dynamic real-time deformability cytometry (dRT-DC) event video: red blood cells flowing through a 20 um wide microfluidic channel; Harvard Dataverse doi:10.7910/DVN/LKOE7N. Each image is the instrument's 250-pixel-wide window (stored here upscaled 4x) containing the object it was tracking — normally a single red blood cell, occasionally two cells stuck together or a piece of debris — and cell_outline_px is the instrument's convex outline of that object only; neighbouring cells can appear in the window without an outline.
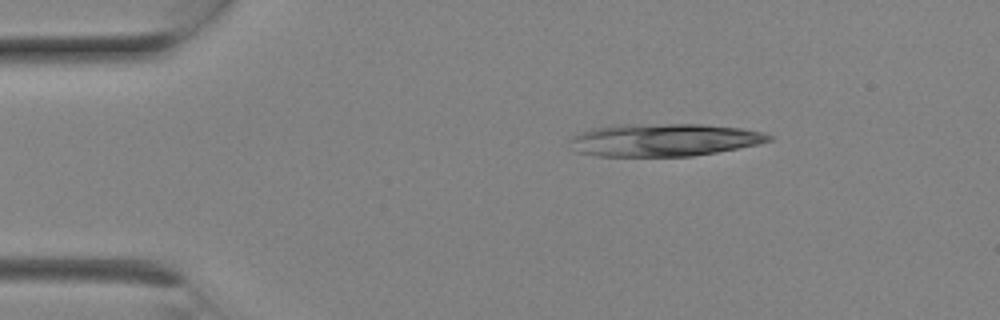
{"species": "Egyptian fruit bat (a non-hibernating species)", "species_latin": "Rousettus aegyptiacus", "temperature_condition": "room temperature", "stored_images_in_passage": 8, "segment_of_instrument_passage": [1, 2], "camera_frame_rate_fps": 3000, "um_per_image_px": 0.085, "animal": {"sex": "female"}, "frame": {"image": 1, "passage_image": 1, "time_ms": 0.0, "image_size_px": [1000, 320], "cell_outline_px": [[772, 140], [756, 144], [716, 152], [692, 156], [596, 156], [576, 152], [568, 148], [568, 140], [576, 132], [592, 128], [620, 124], [704, 124], [740, 128], [764, 132], [772, 136]], "centroid_in_image_um": [56.32, 11.89], "position_along_channel_um": 28.7, "area_um2": 38.32}}